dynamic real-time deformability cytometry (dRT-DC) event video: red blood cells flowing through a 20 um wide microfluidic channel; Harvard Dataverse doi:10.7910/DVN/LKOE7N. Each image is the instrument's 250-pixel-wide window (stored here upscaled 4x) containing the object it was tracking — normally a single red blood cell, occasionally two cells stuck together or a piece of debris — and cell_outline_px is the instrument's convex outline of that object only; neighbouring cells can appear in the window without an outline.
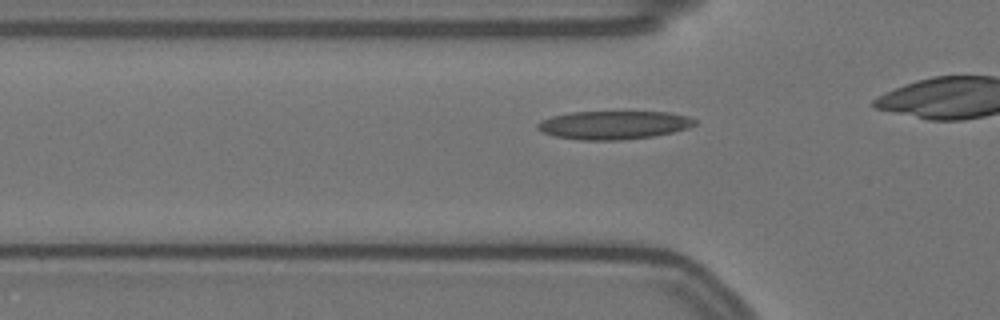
{"species": "Egyptian fruit bat (a non-hibernating species)", "species_latin": "Rousettus aegyptiacus", "temperature_condition": "warm", "stored_images_in_passage": 17, "camera_frame_rate_fps": 3000, "um_per_image_px": 0.085, "animal": {"sex": "female"}, "frame": {"image": 1, "passage_image": 11, "time_ms": 3.333, "image_size_px": [1000, 320], "cell_outline_px": [[696, 124], [688, 128], [672, 132], [652, 136], [620, 140], [580, 140], [552, 136], [536, 128], [536, 124], [540, 120], [552, 116], [572, 112], [668, 112], [688, 116], [696, 120]], "centroid_in_image_um": [52.14, 10.63], "position_along_channel_um": 73.7, "area_um2": 26.01}}
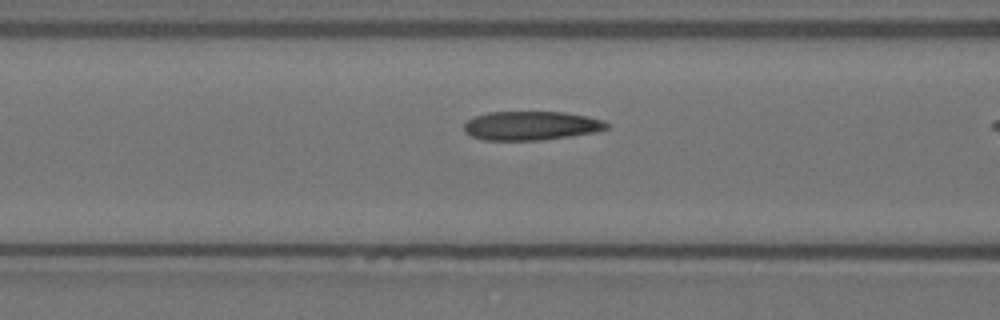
{"frame": {"image": 2, "passage_image": 15, "time_ms": 4.667, "image_size_px": [1000, 320], "cell_outline_px": [[608, 128], [592, 132], [572, 136], [540, 140], [484, 140], [472, 136], [464, 132], [464, 124], [472, 116], [488, 112], [564, 112], [604, 120], [608, 124]], "centroid_in_image_um": [45.1, 10.68], "position_along_channel_um": 121.5, "area_um2": 23.99}}